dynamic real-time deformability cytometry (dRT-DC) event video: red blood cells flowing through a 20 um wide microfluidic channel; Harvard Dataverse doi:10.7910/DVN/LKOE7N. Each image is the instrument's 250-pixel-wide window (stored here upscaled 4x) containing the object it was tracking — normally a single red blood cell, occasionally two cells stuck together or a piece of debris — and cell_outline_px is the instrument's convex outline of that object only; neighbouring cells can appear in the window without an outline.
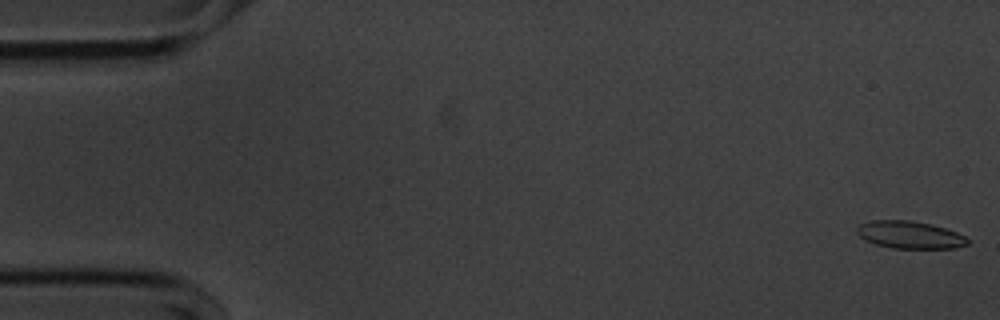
{"species": "common noctule bat (a hibernating species)", "species_latin": "Nyctalus noctula", "temperature_condition": "cold", "stored_images_in_passage": 56, "segment_of_instrument_passage": [1, 2], "camera_frame_rate_fps": 3000, "um_per_image_px": 0.085, "animal": {"sex": "male", "body_mass_g": 20.1, "forearm_length_mm": 53.5}, "frame": {"image": 1, "passage_image": 1, "time_ms": 0.0, "image_size_px": [1000, 320], "cell_outline_px": [[968, 244], [956, 248], [892, 248], [876, 244], [864, 240], [856, 232], [856, 228], [860, 224], [872, 220], [912, 220], [932, 224], [956, 232], [964, 236], [968, 240]], "centroid_in_image_um": [77.31, 19.95], "position_along_channel_um": 7.7, "area_um2": 17.69}}
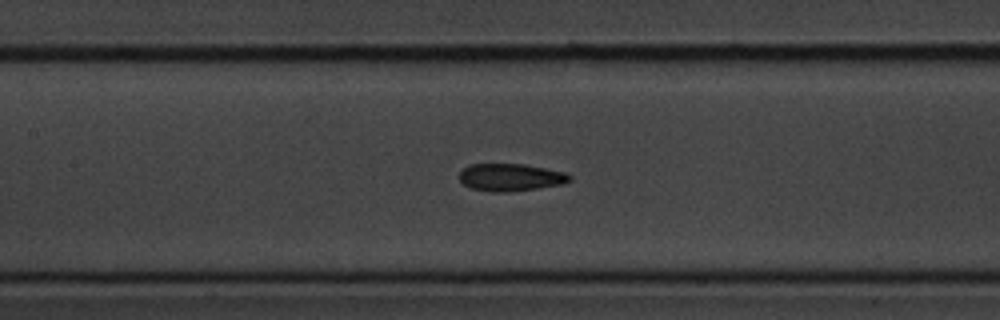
{"frame": {"image": 2, "passage_image": 25, "time_ms": 8.0, "image_size_px": [1000, 320], "cell_outline_px": [[572, 180], [564, 184], [540, 188], [508, 192], [492, 192], [472, 188], [464, 184], [460, 180], [460, 172], [464, 168], [472, 164], [524, 164], [564, 172], [572, 176]], "centroid_in_image_um": [43.44, 15.08], "position_along_channel_um": 164.0, "area_um2": 17.63}}
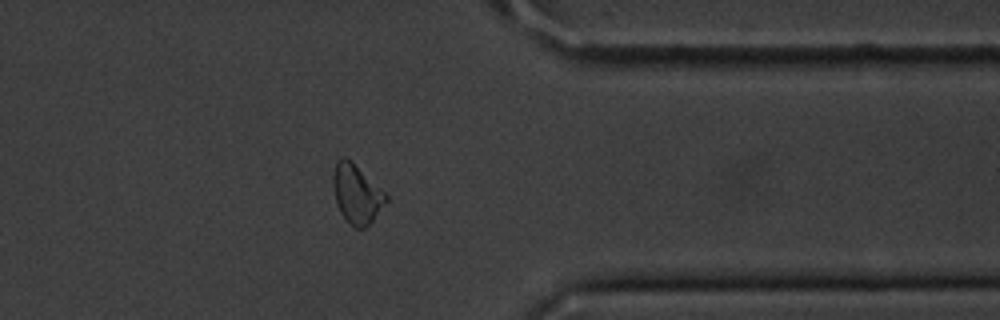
{"frame": {"image": 3, "passage_image": 44, "time_ms": 14.333, "image_size_px": [1000, 320], "cell_outline_px": [[388, 200], [372, 220], [364, 228], [356, 228], [340, 212], [336, 200], [332, 184], [332, 176], [336, 160], [344, 156], [384, 192], [388, 196]], "centroid_in_image_um": [30.29, 16.48], "position_along_channel_um": 381.1, "area_um2": 17.46}}